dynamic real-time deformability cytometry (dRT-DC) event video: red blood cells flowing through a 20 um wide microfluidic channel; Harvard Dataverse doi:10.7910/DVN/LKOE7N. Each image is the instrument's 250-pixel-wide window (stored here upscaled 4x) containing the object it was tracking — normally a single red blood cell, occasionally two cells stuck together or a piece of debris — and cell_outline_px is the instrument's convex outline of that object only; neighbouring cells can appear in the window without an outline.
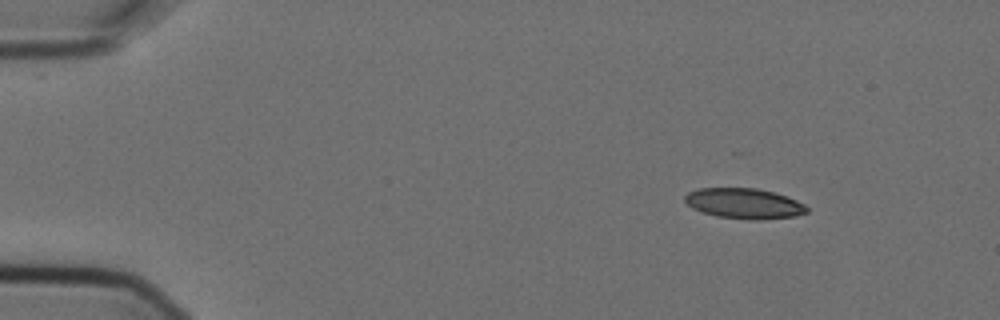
{"species": "Egyptian fruit bat (a non-hibernating species)", "species_latin": "Rousettus aegyptiacus", "temperature_condition": "cold", "stored_images_in_passage": 9, "camera_frame_rate_fps": 3000, "um_per_image_px": 0.085, "animal": {"sex": "female"}, "frame": {"image": 1, "passage_image": 1, "time_ms": 0.0, "image_size_px": [1000, 320], "cell_outline_px": [[808, 212], [796, 216], [760, 220], [752, 220], [716, 216], [700, 212], [692, 208], [684, 200], [684, 196], [688, 192], [700, 188], [756, 188], [772, 192], [796, 200], [804, 204], [808, 208]], "centroid_in_image_um": [63.23, 17.3], "position_along_channel_um": 21.8, "area_um2": 21.62}}
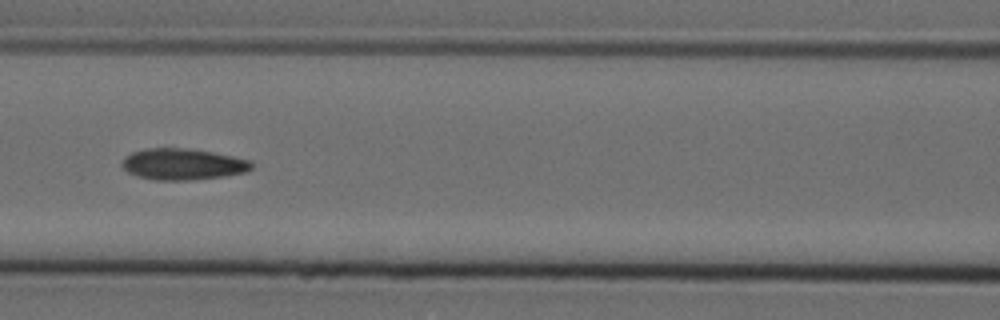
{"frame": {"image": 2, "passage_image": 6, "time_ms": 1.667, "image_size_px": [1000, 320], "cell_outline_px": [[252, 168], [248, 172], [224, 176], [192, 180], [156, 180], [140, 176], [128, 172], [120, 164], [132, 152], [144, 148], [188, 148], [212, 152], [252, 160]], "centroid_in_image_um": [15.58, 13.95], "position_along_channel_um": 151.0, "area_um2": 23.58}}
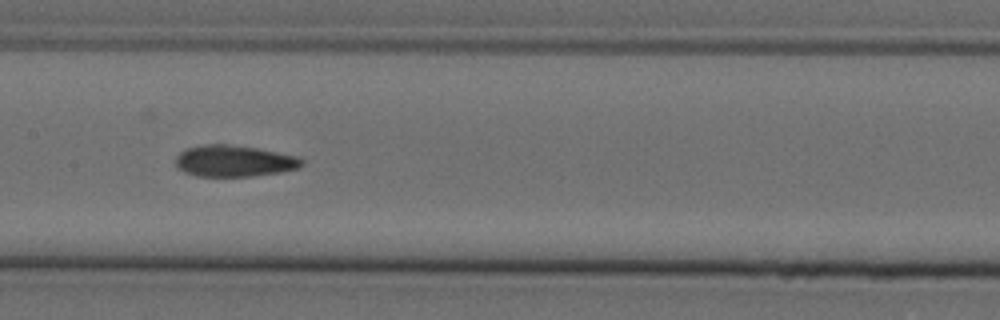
{"frame": {"image": 3, "passage_image": 7, "time_ms": 2.0, "image_size_px": [1000, 320], "cell_outline_px": [[304, 164], [300, 168], [280, 172], [252, 176], [196, 176], [184, 172], [176, 164], [176, 156], [184, 148], [204, 144], [228, 144], [256, 148], [300, 156], [304, 160]], "centroid_in_image_um": [19.93, 13.68], "position_along_channel_um": 187.5, "area_um2": 23.29}}